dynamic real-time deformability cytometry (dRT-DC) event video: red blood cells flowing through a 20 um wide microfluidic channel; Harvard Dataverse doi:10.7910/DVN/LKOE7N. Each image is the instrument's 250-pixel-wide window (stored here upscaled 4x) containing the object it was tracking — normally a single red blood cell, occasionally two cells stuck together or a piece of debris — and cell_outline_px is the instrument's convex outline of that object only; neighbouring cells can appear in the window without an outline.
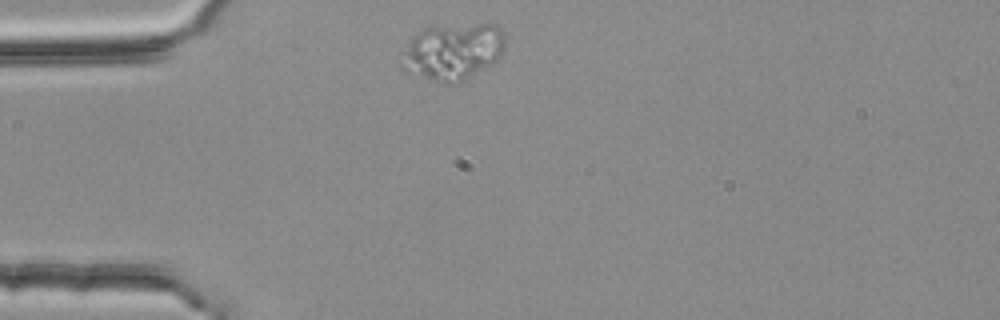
{"species": "common noctule bat (a hibernating species)", "species_latin": "Nyctalus noctula", "temperature_condition": "room temperature", "stored_images_in_passage": 44, "camera_frame_rate_fps": 3000, "um_per_image_px": 0.085, "animal": {"sex": "female", "body_mass_g": 25.1}, "frame": {"image": 1, "passage_image": 1, "time_ms": 0.0, "image_size_px": [1000, 320], "cell_outline_px": [[508, 36], [504, 52], [496, 60], [460, 84], [436, 84], [404, 72], [400, 68], [400, 64], [404, 52], [412, 36], [420, 28], [476, 24], [496, 24]], "centroid_in_image_um": [38.48, 4.43], "position_along_channel_um": 46.5, "area_um2": 35.2}}
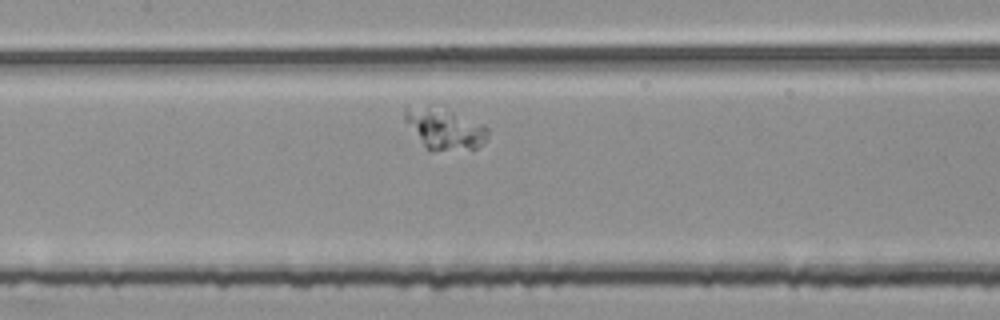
{"frame": {"image": 2, "passage_image": 13, "time_ms": 4.0, "image_size_px": [1000, 320], "cell_outline_px": [[488, 136], [476, 148], [432, 152], [428, 152], [404, 120], [404, 108], [428, 108], [452, 112], [484, 124], [488, 128]], "centroid_in_image_um": [37.79, 11.02], "position_along_channel_um": 169.6, "area_um2": 19.25}}
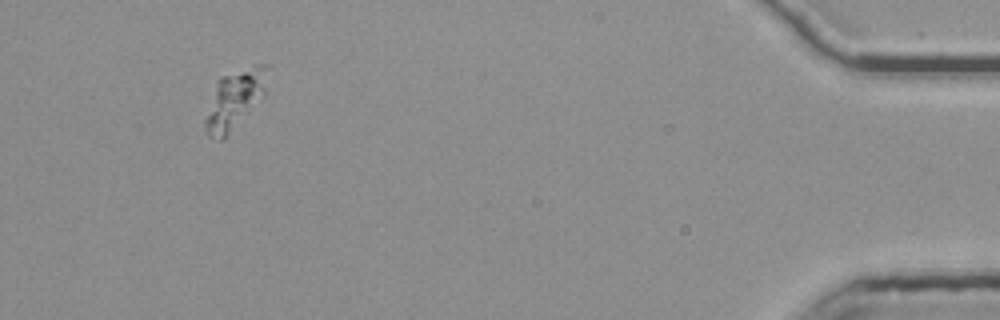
{"frame": {"image": 3, "passage_image": 40, "time_ms": 13.0, "image_size_px": [1000, 320], "cell_outline_px": [[268, 64], [264, 96], [224, 140], [220, 140], [208, 136], [204, 128], [204, 120], [216, 80], [220, 76], [256, 64]], "centroid_in_image_um": [19.92, 8.46], "position_along_channel_um": 415.3, "area_um2": 21.56}}